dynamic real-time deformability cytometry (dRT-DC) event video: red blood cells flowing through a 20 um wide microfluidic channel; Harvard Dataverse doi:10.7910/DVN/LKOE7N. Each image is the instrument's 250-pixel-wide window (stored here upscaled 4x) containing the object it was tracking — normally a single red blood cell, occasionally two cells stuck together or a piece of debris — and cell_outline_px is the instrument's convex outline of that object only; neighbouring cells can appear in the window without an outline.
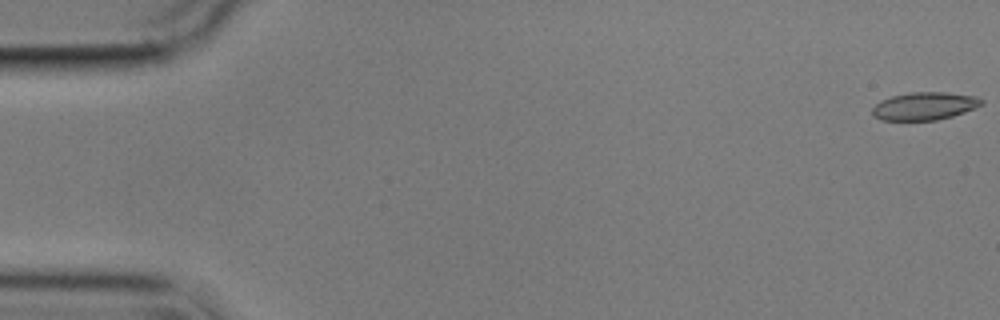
{"species": "common noctule bat (a hibernating species)", "species_latin": "Nyctalus noctula", "temperature_condition": "cold", "stored_images_in_passage": 7, "camera_frame_rate_fps": 3000, "um_per_image_px": 0.085, "animal": {"sex": "male", "body_mass_g": 17.9}, "frame": {"image": 1, "passage_image": 1, "time_ms": 0.0, "image_size_px": [1000, 320], "cell_outline_px": [[984, 104], [964, 112], [952, 116], [936, 120], [880, 120], [872, 116], [872, 108], [880, 100], [892, 96], [912, 92], [948, 92], [976, 96], [984, 100]], "centroid_in_image_um": [78.58, 9.01], "position_along_channel_um": 6.4, "area_um2": 17.8}}